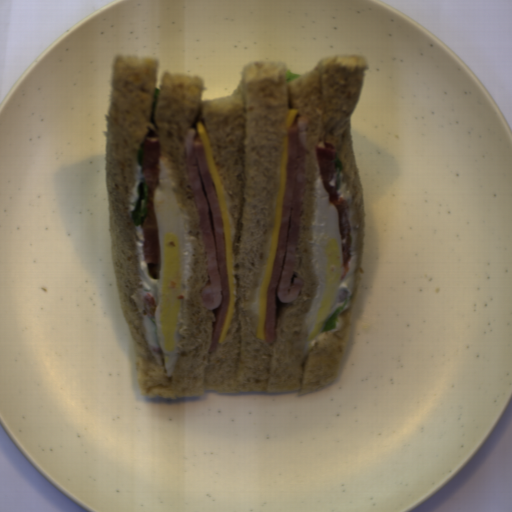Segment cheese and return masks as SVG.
Returning a JSON list of instances; mask_svg holds the SVG:
<instances>
[{
    "instance_id": "obj_1",
    "label": "cheese",
    "mask_w": 512,
    "mask_h": 512,
    "mask_svg": "<svg viewBox=\"0 0 512 512\" xmlns=\"http://www.w3.org/2000/svg\"><path fill=\"white\" fill-rule=\"evenodd\" d=\"M197 130L199 138L202 140L204 153L206 157V162L208 166V170L210 172L211 178L213 180L216 193L219 199L221 213L224 224V233H225V247H226V259H227V273H228V289H229V302L228 309L226 312V316L223 322L222 330L220 333L218 344L227 343L228 333L230 323L236 311V302H237V285H236V270H235V260H234V233H233V225L232 218L229 209L228 200L225 194V190L216 166L212 146L205 128L204 123L197 122Z\"/></svg>"
},
{
    "instance_id": "obj_2",
    "label": "cheese",
    "mask_w": 512,
    "mask_h": 512,
    "mask_svg": "<svg viewBox=\"0 0 512 512\" xmlns=\"http://www.w3.org/2000/svg\"><path fill=\"white\" fill-rule=\"evenodd\" d=\"M299 109L291 108L288 109L284 123L283 130V143H282V161H281V173L278 187V193L276 198V209H275V220L271 236V242L268 252L267 264L259 284V302H258V318L256 325V337L262 341L265 340V320L268 304V296L273 272L274 261L278 249L279 242V231H280V220L281 211L284 199L285 184L287 172L285 165L288 161V128L293 126V121L298 114Z\"/></svg>"
}]
</instances>
